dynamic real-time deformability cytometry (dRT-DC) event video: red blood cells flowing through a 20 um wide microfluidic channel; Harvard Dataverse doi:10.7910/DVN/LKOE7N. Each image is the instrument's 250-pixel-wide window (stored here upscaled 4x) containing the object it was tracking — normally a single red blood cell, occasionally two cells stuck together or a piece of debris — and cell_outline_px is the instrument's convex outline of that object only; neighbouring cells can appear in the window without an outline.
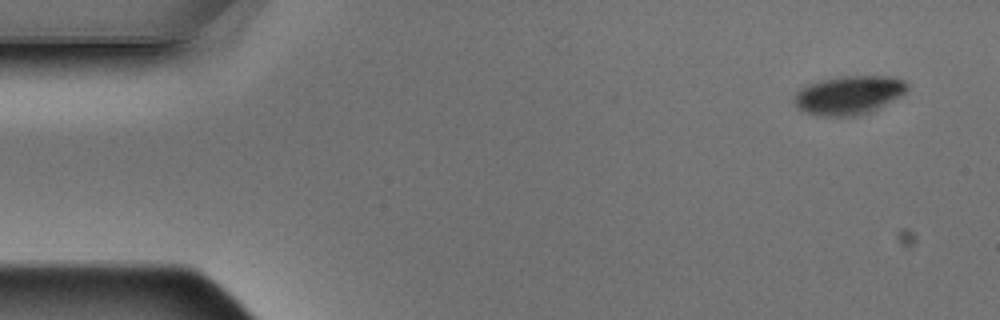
{"species": "Egyptian fruit bat (a non-hibernating species)", "species_latin": "Rousettus aegyptiacus", "temperature_condition": "warm", "stored_images_in_passage": 8, "camera_frame_rate_fps": 3000, "um_per_image_px": 0.085, "animal": {"sex": "male"}, "frame": {"image": 1, "passage_image": 1, "time_ms": 0.0, "image_size_px": [1000, 320], "cell_outline_px": [[908, 88], [900, 96], [880, 108], [860, 116], [820, 116], [804, 112], [796, 108], [792, 100], [792, 96], [800, 88], [808, 84], [824, 80], [844, 76], [892, 76], [904, 80], [908, 84]], "centroid_in_image_um": [72.13, 8.1], "position_along_channel_um": 12.9, "area_um2": 25.78}}
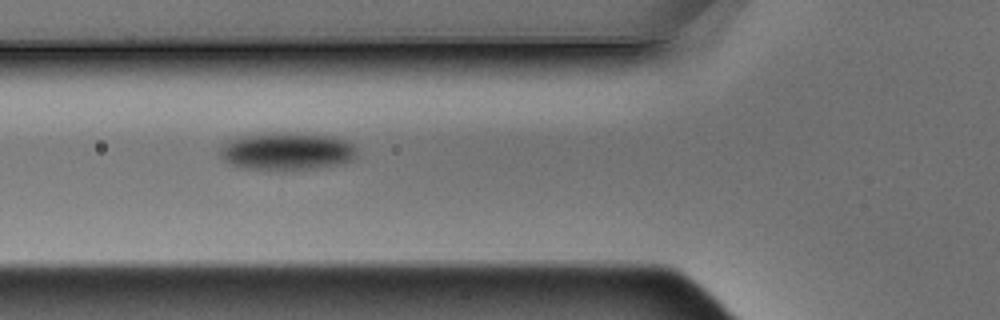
{"frame": {"image": 2, "passage_image": 6, "time_ms": 1.667, "image_size_px": [1000, 320], "cell_outline_px": [[356, 156], [352, 160], [340, 164], [316, 168], [284, 172], [244, 168], [228, 164], [216, 152], [228, 140], [240, 136], [272, 132], [288, 132], [336, 136], [352, 144], [356, 148]], "centroid_in_image_um": [24.35, 12.87], "position_along_channel_um": 101.5, "area_um2": 30.98}}
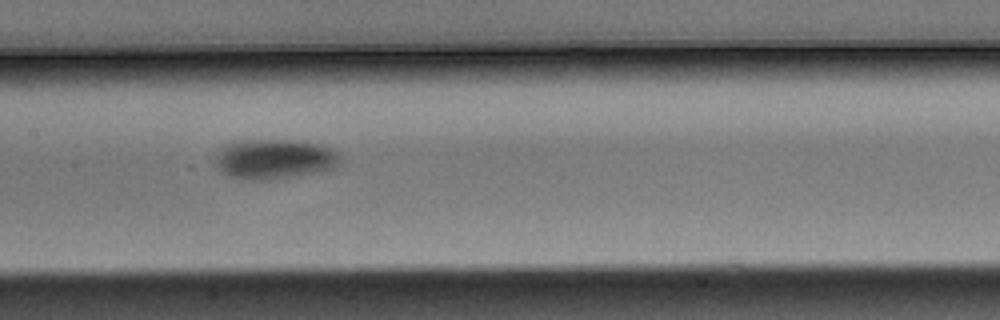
{"frame": {"image": 3, "passage_image": 8, "time_ms": 2.333, "image_size_px": [1000, 320], "cell_outline_px": [[340, 164], [336, 168], [268, 180], [252, 180], [228, 176], [220, 172], [216, 168], [216, 152], [224, 144], [244, 140], [288, 140], [320, 144], [336, 152], [340, 156]], "centroid_in_image_um": [23.27, 13.52], "position_along_channel_um": 184.1, "area_um2": 28.96}}